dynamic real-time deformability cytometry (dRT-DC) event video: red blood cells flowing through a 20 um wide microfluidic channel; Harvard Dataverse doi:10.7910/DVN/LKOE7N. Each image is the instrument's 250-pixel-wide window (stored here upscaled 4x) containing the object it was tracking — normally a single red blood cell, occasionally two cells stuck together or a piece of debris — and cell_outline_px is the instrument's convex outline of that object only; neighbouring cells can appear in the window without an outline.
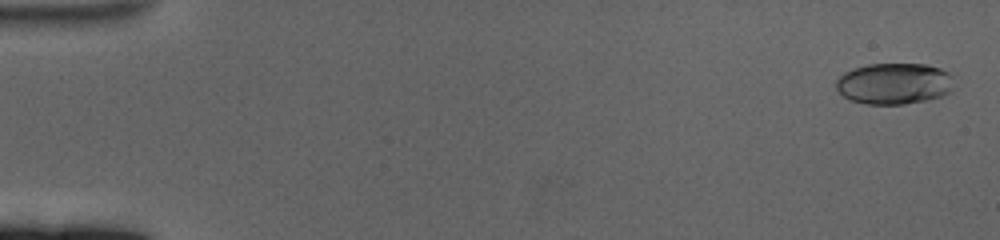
{"species": "human", "species_latin": "Homo sapiens", "temperature_condition": "cold", "stored_images_in_passage": 61, "camera_frame_rate_fps": 3000, "um_per_image_px": 0.085, "donor": {"sex": "female"}, "frame": {"image": 1, "passage_image": 2, "time_ms": 0.333, "image_size_px": [1000, 240], "cell_outline_px": [[952, 92], [928, 100], [904, 104], [864, 104], [848, 100], [836, 88], [836, 80], [844, 72], [852, 68], [868, 64], [924, 64], [940, 68], [948, 72], [952, 76]], "centroid_in_image_um": [75.99, 7.11], "position_along_channel_um": 9.0, "area_um2": 28.55}}
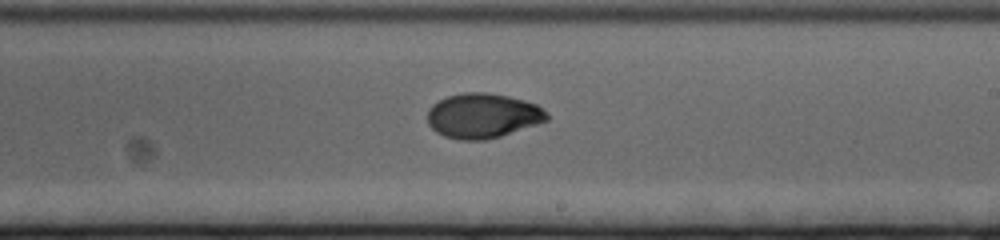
{"frame": {"image": 2, "passage_image": 37, "time_ms": 12.0, "image_size_px": [1000, 240], "cell_outline_px": [[548, 120], [500, 136], [484, 140], [460, 140], [444, 136], [436, 132], [428, 124], [428, 108], [432, 104], [448, 96], [464, 92], [488, 92], [508, 96], [524, 100], [536, 104], [548, 116]], "centroid_in_image_um": [40.99, 9.83], "position_along_channel_um": 248.0, "area_um2": 30.98}}
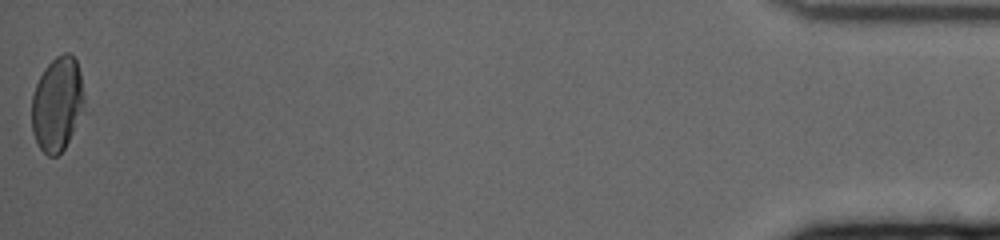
{"frame": {"image": 3, "passage_image": 61, "time_ms": 20.0, "image_size_px": [1000, 240], "cell_outline_px": [[88, 112], [64, 148], [56, 156], [48, 156], [40, 148], [32, 132], [32, 96], [36, 84], [44, 68], [56, 56], [64, 52], [68, 52], [76, 60], [80, 72]], "centroid_in_image_um": [4.93, 8.86], "position_along_channel_um": 430.3, "area_um2": 29.77}, "authors_computed_cell_mechanics": {"area_um2": 29.767, "velocity_mm_per_s": 3.3815, "shape_relaxation_time_tau1_ms": 5.2041, "shape_relaxation_time_tau2_ms": 2.2394, "deformation_change_tau1": 0.1624, "deformation_change_tau2": 0.0325}}